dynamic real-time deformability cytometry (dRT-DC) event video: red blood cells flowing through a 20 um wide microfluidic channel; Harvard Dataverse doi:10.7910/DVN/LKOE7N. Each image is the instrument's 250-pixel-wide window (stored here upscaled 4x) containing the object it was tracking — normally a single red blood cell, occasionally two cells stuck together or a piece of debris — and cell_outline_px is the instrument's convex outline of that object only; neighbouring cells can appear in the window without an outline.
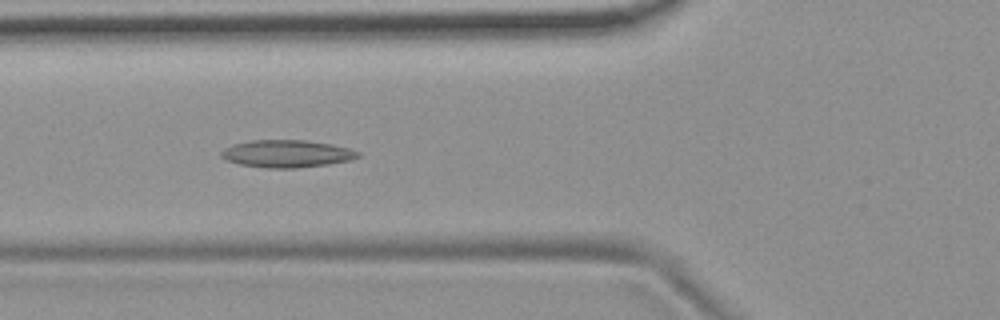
{"species": "common noctule bat (a hibernating species)", "species_latin": "Nyctalus noctula", "temperature_condition": "room temperature", "stored_images_in_passage": 54, "camera_frame_rate_fps": 3000, "um_per_image_px": 0.085, "animal": {"sex": "female", "body_mass_g": 19.9}, "frame": {"image": 1, "passage_image": 20, "time_ms": 6.333, "image_size_px": [1000, 320], "cell_outline_px": [[360, 156], [352, 160], [328, 164], [296, 168], [264, 168], [240, 164], [228, 160], [220, 156], [220, 152], [224, 148], [232, 144], [252, 140], [304, 140], [332, 144], [348, 148], [360, 152]], "centroid_in_image_um": [24.38, 13.06], "position_along_channel_um": 101.4, "area_um2": 21.91}}
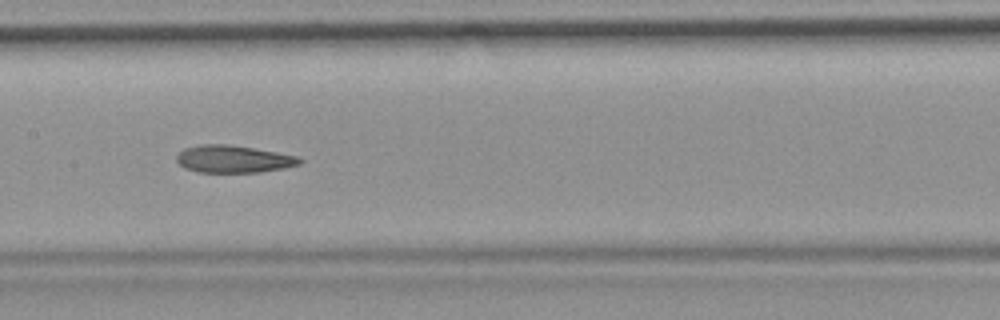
{"frame": {"image": 2, "passage_image": 27, "time_ms": 8.667, "image_size_px": [1000, 320], "cell_outline_px": [[304, 160], [300, 164], [284, 168], [260, 172], [196, 172], [184, 168], [176, 160], [176, 156], [184, 148], [200, 144], [228, 144], [300, 156]], "centroid_in_image_um": [19.85, 13.52], "position_along_channel_um": 187.6, "area_um2": 19.71}}
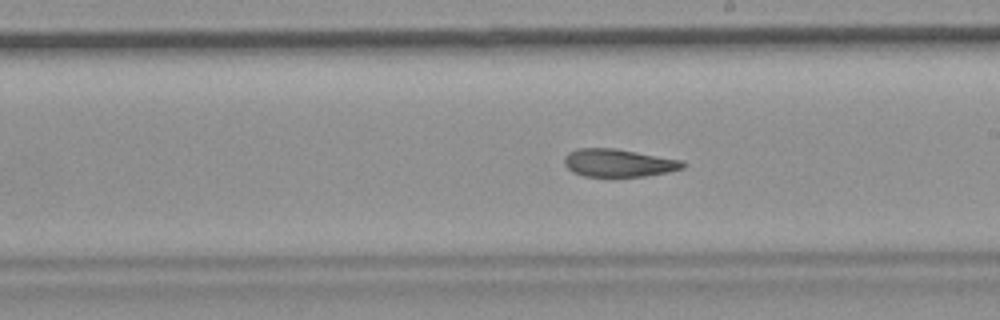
{"frame": {"image": 3, "passage_image": 31, "time_ms": 10.0, "image_size_px": [1000, 320], "cell_outline_px": [[688, 164], [684, 168], [668, 172], [644, 176], [584, 176], [572, 172], [564, 164], [564, 156], [568, 152], [576, 148], [616, 148], [680, 160]], "centroid_in_image_um": [52.55, 13.84], "position_along_channel_um": 236.5, "area_um2": 19.25}, "authors_computed_cell_mechanics": {"area_um2": 20.9236, "velocity_mm_per_s": 3.6867, "shape_relaxation_time_tau1_ms": null, "shape_relaxation_time_tau2_ms": 4.7353, "deformation_change_tau1": null, "deformation_change_tau2": 0.1232}}